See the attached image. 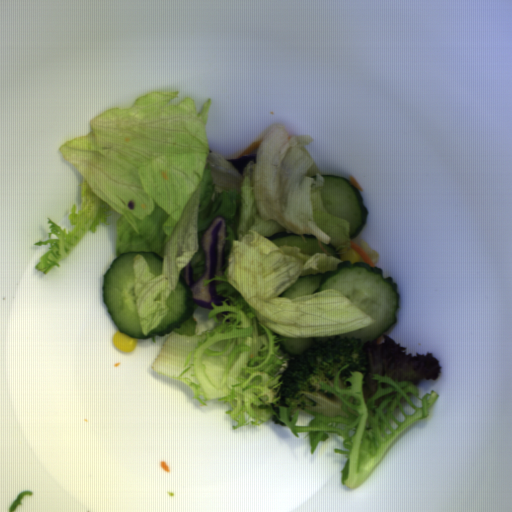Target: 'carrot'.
<instances>
[{"instance_id": "obj_1", "label": "carrot", "mask_w": 512, "mask_h": 512, "mask_svg": "<svg viewBox=\"0 0 512 512\" xmlns=\"http://www.w3.org/2000/svg\"><path fill=\"white\" fill-rule=\"evenodd\" d=\"M350 246L364 260V262L368 263L369 266L375 267V263L370 258L368 252L365 249H363L361 246H359L356 243H353L351 241H350Z\"/></svg>"}, {"instance_id": "obj_2", "label": "carrot", "mask_w": 512, "mask_h": 512, "mask_svg": "<svg viewBox=\"0 0 512 512\" xmlns=\"http://www.w3.org/2000/svg\"><path fill=\"white\" fill-rule=\"evenodd\" d=\"M262 143V140H258L256 142H253L238 158L241 156H249L252 154L256 149H259L260 145ZM237 158V159H238Z\"/></svg>"}, {"instance_id": "obj_3", "label": "carrot", "mask_w": 512, "mask_h": 512, "mask_svg": "<svg viewBox=\"0 0 512 512\" xmlns=\"http://www.w3.org/2000/svg\"><path fill=\"white\" fill-rule=\"evenodd\" d=\"M350 182L353 184V186L357 189V190H363V188L361 187V185L359 184V182L351 175L350 177ZM364 191V190H363Z\"/></svg>"}]
</instances>
